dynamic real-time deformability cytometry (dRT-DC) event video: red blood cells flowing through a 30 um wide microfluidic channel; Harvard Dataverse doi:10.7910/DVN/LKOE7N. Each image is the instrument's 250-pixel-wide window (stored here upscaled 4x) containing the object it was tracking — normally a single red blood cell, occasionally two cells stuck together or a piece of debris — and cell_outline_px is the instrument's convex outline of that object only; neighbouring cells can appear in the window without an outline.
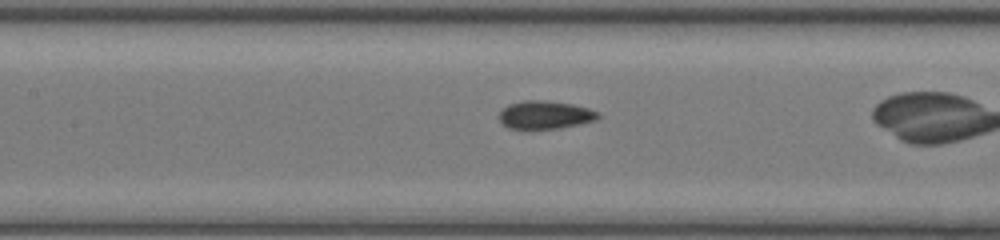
{"species": "common noctule bat (a hibernating species)", "species_latin": "Nyctalus noctula", "temperature_condition": "room temperature", "stored_images_in_passage": 24, "camera_frame_rate_fps": 3000, "um_per_image_px": 0.085, "animal": {"sex": "female", "body_mass_g": 17.0, "forearm_length_mm": 48.0}, "frame": {"image": 1, "passage_image": 8, "time_ms": 2.333, "image_size_px": [1000, 240], "cell_outline_px": [[600, 116], [596, 120], [560, 128], [508, 128], [500, 120], [500, 112], [508, 104], [524, 100], [548, 100], [572, 104], [588, 108], [600, 112]], "centroid_in_image_um": [46.36, 9.74], "position_along_channel_um": 161.0, "area_um2": 16.07}}
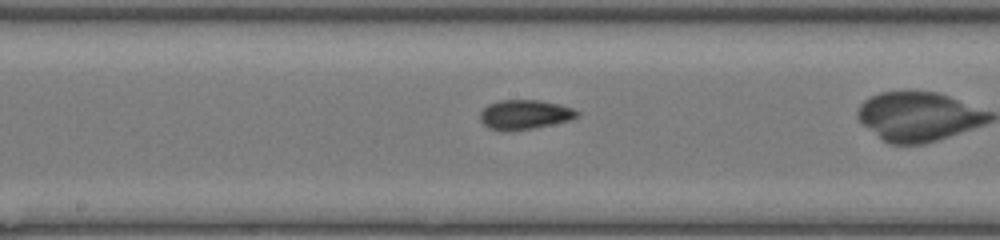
{"frame": {"image": 2, "passage_image": 11, "time_ms": 3.333, "image_size_px": [1000, 240], "cell_outline_px": [[580, 116], [568, 120], [552, 124], [532, 128], [504, 132], [488, 128], [480, 120], [480, 112], [488, 104], [500, 100], [540, 100], [560, 104], [572, 108], [580, 112]], "centroid_in_image_um": [44.58, 9.74], "position_along_channel_um": 203.6, "area_um2": 16.76}}